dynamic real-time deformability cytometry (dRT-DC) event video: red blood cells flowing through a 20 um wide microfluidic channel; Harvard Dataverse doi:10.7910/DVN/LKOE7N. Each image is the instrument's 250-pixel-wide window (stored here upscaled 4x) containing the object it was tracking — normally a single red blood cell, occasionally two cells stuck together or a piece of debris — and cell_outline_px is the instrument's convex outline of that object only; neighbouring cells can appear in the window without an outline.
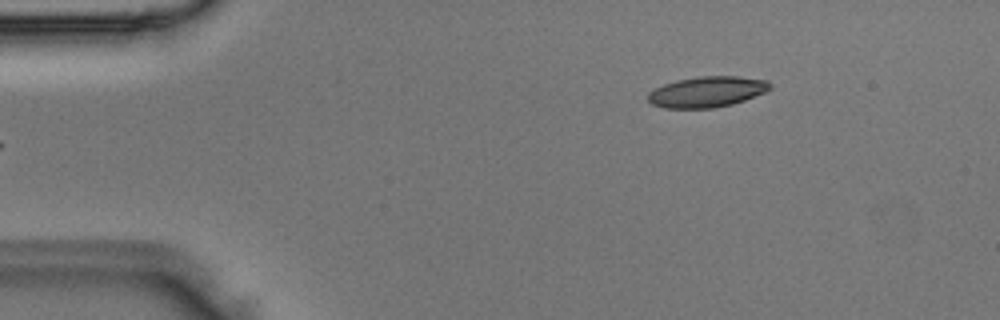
{"species": "Egyptian fruit bat (a non-hibernating species)", "species_latin": "Rousettus aegyptiacus", "temperature_condition": "room temperature", "stored_images_in_passage": 3, "camera_frame_rate_fps": 3000, "um_per_image_px": 0.085, "animal": {"sex": "male"}, "frame": {"image": 1, "passage_image": 3, "time_ms": 0.667, "image_size_px": [1000, 320], "cell_outline_px": [[772, 88], [768, 92], [732, 104], [712, 108], [664, 108], [652, 104], [648, 100], [648, 92], [664, 84], [676, 80], [696, 76], [736, 76], [768, 80], [772, 84]], "centroid_in_image_um": [60.13, 7.8], "position_along_channel_um": 24.9, "area_um2": 22.08}}